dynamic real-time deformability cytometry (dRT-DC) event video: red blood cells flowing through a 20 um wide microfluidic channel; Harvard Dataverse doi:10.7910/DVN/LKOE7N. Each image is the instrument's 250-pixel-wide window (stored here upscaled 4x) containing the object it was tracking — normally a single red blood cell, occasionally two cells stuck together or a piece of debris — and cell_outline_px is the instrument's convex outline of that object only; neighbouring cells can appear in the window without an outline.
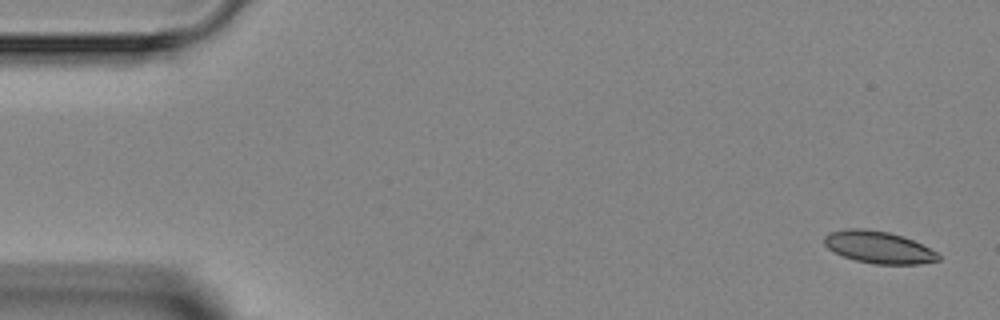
{"species": "Egyptian fruit bat (a non-hibernating species)", "species_latin": "Rousettus aegyptiacus", "temperature_condition": "room temperature", "stored_images_in_passage": 5, "camera_frame_rate_fps": 3000, "um_per_image_px": 0.085, "animal": {"sex": "female"}, "frame": {"image": 1, "passage_image": 1, "time_ms": 0.0, "image_size_px": [1000, 320], "cell_outline_px": [[940, 260], [920, 264], [876, 264], [856, 260], [844, 256], [828, 248], [824, 244], [824, 236], [832, 232], [848, 228], [864, 228], [888, 232], [904, 236], [936, 252], [940, 256]], "centroid_in_image_um": [74.68, 21.01], "position_along_channel_um": 10.3, "area_um2": 21.1}}